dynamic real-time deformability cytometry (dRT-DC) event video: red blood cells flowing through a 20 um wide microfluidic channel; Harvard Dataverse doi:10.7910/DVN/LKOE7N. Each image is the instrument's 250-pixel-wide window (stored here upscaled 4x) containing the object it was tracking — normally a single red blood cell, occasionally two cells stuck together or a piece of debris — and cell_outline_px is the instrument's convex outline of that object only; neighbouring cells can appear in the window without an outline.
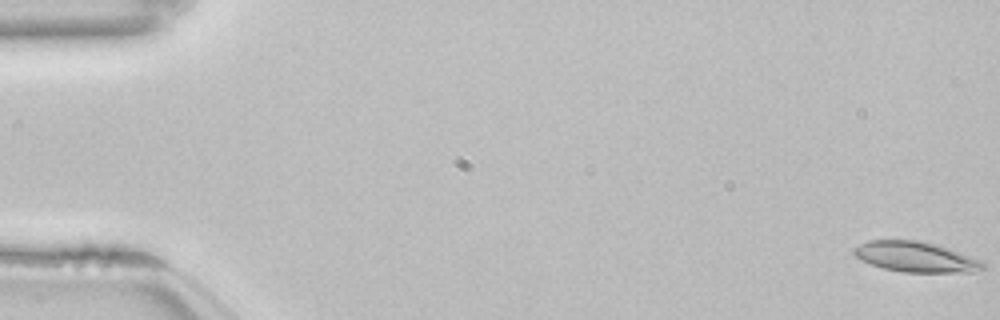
{"species": "common noctule bat (a hibernating species)", "species_latin": "Nyctalus noctula", "temperature_condition": "room temperature", "stored_images_in_passage": 54, "camera_frame_rate_fps": 3000, "um_per_image_px": 0.085, "animal": {"sex": "female", "body_mass_g": 22.7, "forearm_length_mm": 54.2}, "frame": {"image": 1, "passage_image": 1, "time_ms": 0.0, "image_size_px": [1000, 320], "cell_outline_px": [[984, 268], [972, 272], [904, 272], [884, 268], [860, 260], [852, 252], [852, 248], [868, 240], [920, 240], [936, 244], [948, 248], [980, 260], [984, 264]], "centroid_in_image_um": [77.79, 21.82], "position_along_channel_um": 7.2, "area_um2": 22.66}}
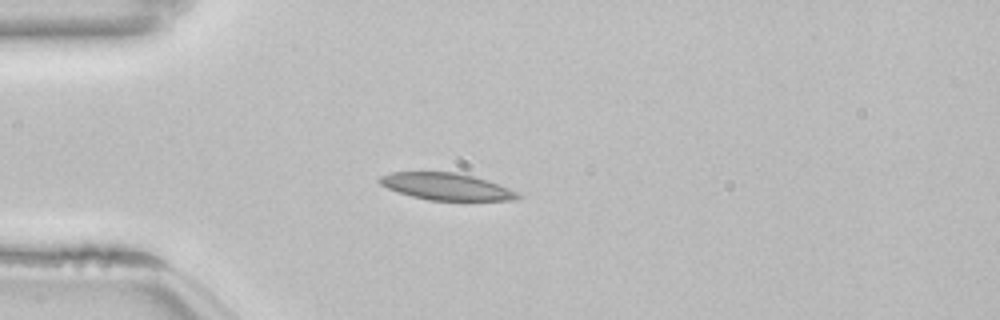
{"frame": {"image": 2, "passage_image": 15, "time_ms": 4.667, "image_size_px": [1000, 320], "cell_outline_px": [[524, 196], [516, 200], [428, 200], [412, 196], [388, 188], [380, 184], [376, 180], [380, 176], [392, 172], [456, 172], [488, 180], [508, 188]], "centroid_in_image_um": [37.94, 15.85], "position_along_channel_um": 47.1, "area_um2": 21.56}}
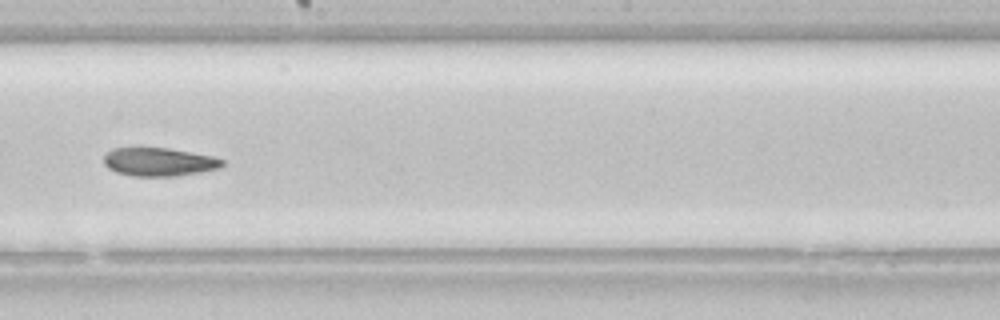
{"frame": {"image": 3, "passage_image": 31, "time_ms": 10.0, "image_size_px": [1000, 320], "cell_outline_px": [[224, 164], [220, 168], [200, 172], [176, 176], [132, 176], [116, 172], [108, 168], [104, 164], [104, 152], [112, 148], [168, 148], [212, 156], [224, 160]], "centroid_in_image_um": [13.48, 13.76], "position_along_channel_um": 234.7, "area_um2": 19.65}, "authors_computed_cell_mechanics": {"area_um2": 21.675, "velocity_mm_per_s": 3.8398, "shape_relaxation_time_tau1_ms": 4.8017, "shape_relaxation_time_tau2_ms": 9.9947, "deformation_change_tau1": 0.1322, "deformation_change_tau2": 0.1902}}